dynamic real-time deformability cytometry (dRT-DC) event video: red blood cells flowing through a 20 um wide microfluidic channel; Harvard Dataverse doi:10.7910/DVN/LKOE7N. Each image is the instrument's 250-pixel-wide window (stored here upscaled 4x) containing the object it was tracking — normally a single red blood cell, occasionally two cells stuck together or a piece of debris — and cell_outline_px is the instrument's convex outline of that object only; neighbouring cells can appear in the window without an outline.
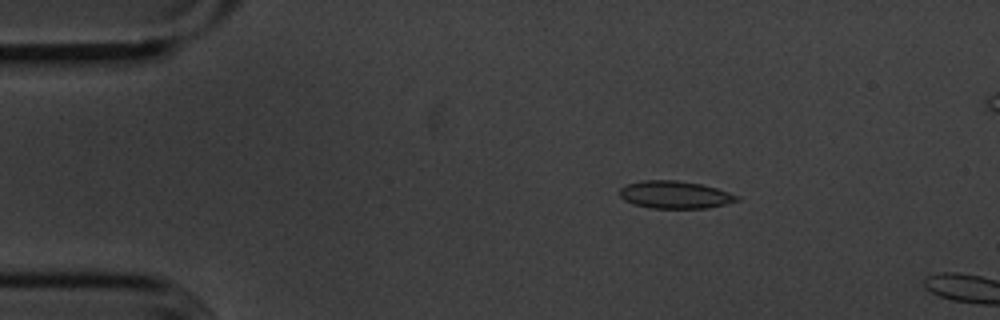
{"species": "common noctule bat (a hibernating species)", "species_latin": "Nyctalus noctula", "temperature_condition": "cold", "stored_images_in_passage": 5, "camera_frame_rate_fps": 3000, "um_per_image_px": 0.085, "animal": {"sex": "male", "body_mass_g": 20.1, "forearm_length_mm": 53.5}, "frame": {"image": 1, "passage_image": 2, "time_ms": 0.333, "image_size_px": [1000, 320], "cell_outline_px": [[740, 200], [708, 208], [652, 208], [632, 204], [624, 200], [620, 196], [620, 188], [628, 184], [644, 180], [676, 180], [700, 184], [716, 188], [740, 196]], "centroid_in_image_um": [57.37, 16.56], "position_along_channel_um": 27.6, "area_um2": 18.73}}